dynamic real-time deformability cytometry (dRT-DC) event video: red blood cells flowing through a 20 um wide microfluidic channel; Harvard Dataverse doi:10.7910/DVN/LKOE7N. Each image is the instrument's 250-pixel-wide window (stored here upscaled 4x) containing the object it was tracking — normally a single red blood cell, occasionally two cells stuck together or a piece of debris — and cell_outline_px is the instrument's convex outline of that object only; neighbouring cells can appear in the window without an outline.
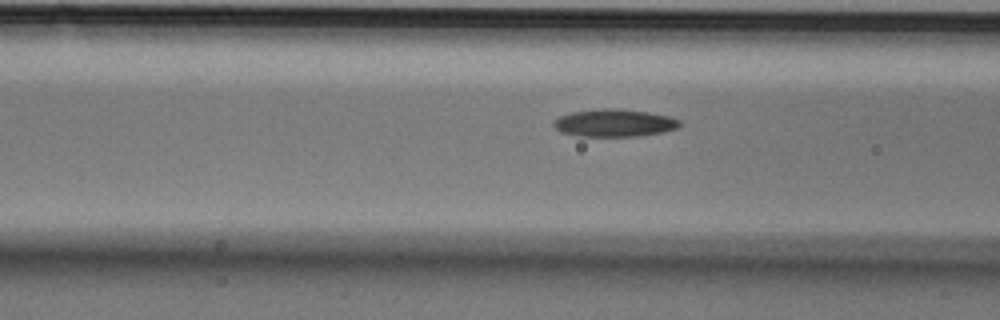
{"species": "Egyptian fruit bat (a non-hibernating species)", "species_latin": "Rousettus aegyptiacus", "temperature_condition": "cold", "stored_images_in_passage": 20, "camera_frame_rate_fps": 3000, "um_per_image_px": 0.085, "animal": {"sex": "male"}, "frame": {"image": 1, "passage_image": 18, "time_ms": 5.667, "image_size_px": [1000, 320], "cell_outline_px": [[680, 128], [664, 132], [640, 136], [576, 136], [560, 132], [552, 124], [552, 120], [560, 116], [572, 112], [600, 108], [620, 108], [648, 112], [668, 116], [680, 120]], "centroid_in_image_um": [52.21, 10.45], "position_along_channel_um": 114.4, "area_um2": 20.52}}